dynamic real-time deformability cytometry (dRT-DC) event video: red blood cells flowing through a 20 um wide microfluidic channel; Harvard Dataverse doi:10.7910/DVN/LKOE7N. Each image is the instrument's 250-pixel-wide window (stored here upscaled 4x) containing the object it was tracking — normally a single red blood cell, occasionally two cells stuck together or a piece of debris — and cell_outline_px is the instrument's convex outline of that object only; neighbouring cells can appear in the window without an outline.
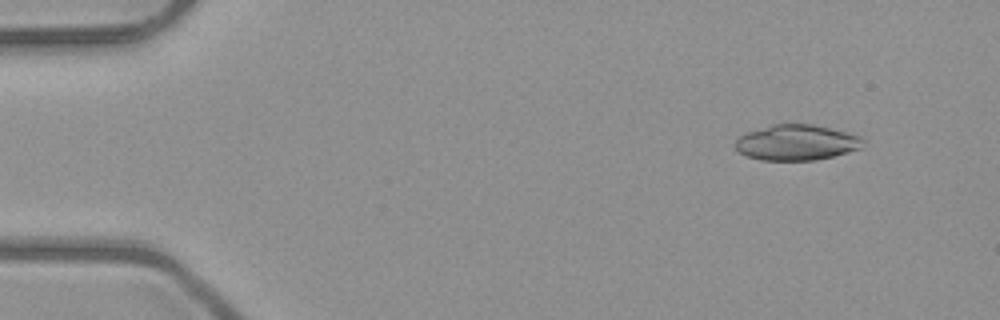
{"species": "common noctule bat (a hibernating species)", "species_latin": "Nyctalus noctula", "temperature_condition": "room temperature", "stored_images_in_passage": 47, "camera_frame_rate_fps": 3000, "um_per_image_px": 0.085, "animal": {"sex": "male", "body_mass_g": 23.1, "forearm_length_mm": 52.7}, "frame": {"image": 1, "passage_image": 1, "time_ms": 0.0, "image_size_px": [1000, 320], "cell_outline_px": [[864, 140], [860, 148], [848, 152], [816, 160], [760, 160], [748, 156], [740, 152], [736, 148], [736, 140], [740, 136], [748, 132], [772, 124], [812, 124], [860, 136]], "centroid_in_image_um": [67.7, 12.12], "position_along_channel_um": 17.3, "area_um2": 26.07}}
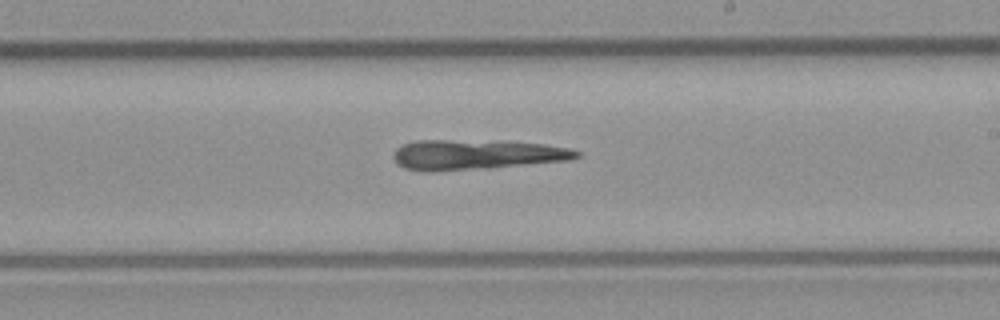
{"frame": {"image": 2, "passage_image": 26, "time_ms": 8.333, "image_size_px": [1000, 320], "cell_outline_px": [[580, 156], [572, 160], [488, 168], [404, 168], [396, 164], [392, 156], [396, 148], [404, 144], [416, 140], [504, 140], [544, 144], [568, 148], [580, 152]], "centroid_in_image_um": [40.6, 13.09], "position_along_channel_um": 248.4, "area_um2": 31.33}}
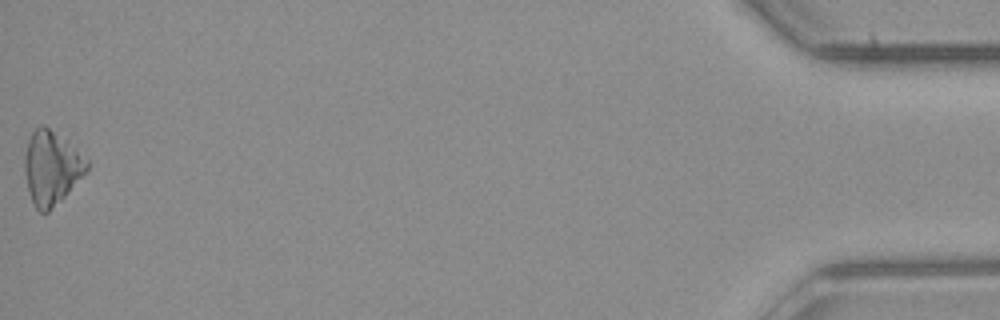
{"frame": {"image": 3, "passage_image": 47, "time_ms": 15.333, "image_size_px": [1000, 320], "cell_outline_px": [[88, 168], [64, 196], [48, 212], [40, 212], [36, 208], [32, 200], [28, 188], [24, 172], [24, 156], [28, 140], [32, 132], [40, 124], [44, 124], [88, 160]], "centroid_in_image_um": [4.32, 14.25], "position_along_channel_um": 430.9, "area_um2": 25.84}}